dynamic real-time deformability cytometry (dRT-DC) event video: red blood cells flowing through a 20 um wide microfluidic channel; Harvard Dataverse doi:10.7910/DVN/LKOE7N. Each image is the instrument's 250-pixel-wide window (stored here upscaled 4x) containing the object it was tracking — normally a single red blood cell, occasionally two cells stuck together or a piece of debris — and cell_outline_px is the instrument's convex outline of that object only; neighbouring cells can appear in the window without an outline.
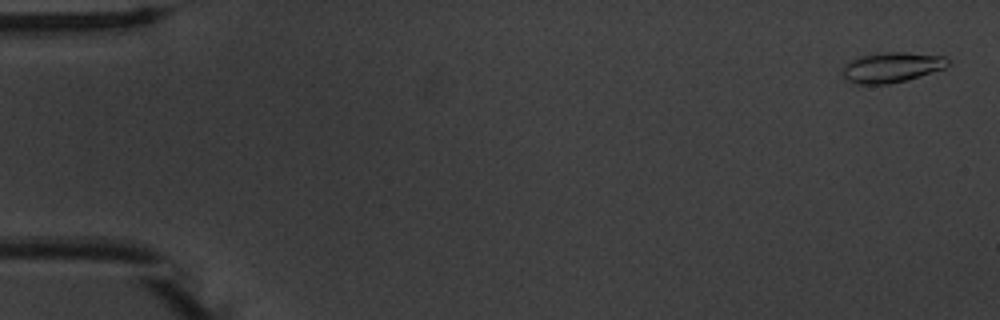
{"species": "common noctule bat (a hibernating species)", "species_latin": "Nyctalus noctula", "temperature_condition": "warm", "stored_images_in_passage": 54, "camera_frame_rate_fps": 3000, "um_per_image_px": 0.085, "animal": {"sex": "male", "body_mass_g": 20.1, "forearm_length_mm": 53.5}, "frame": {"image": 1, "passage_image": 2, "time_ms": 0.333, "image_size_px": [1000, 320], "cell_outline_px": [[948, 64], [944, 68], [908, 80], [888, 84], [856, 84], [848, 80], [840, 72], [840, 68], [848, 60], [860, 56], [880, 52], [904, 52], [944, 56], [948, 60]], "centroid_in_image_um": [75.72, 5.72], "position_along_channel_um": 9.3, "area_um2": 18.73}}
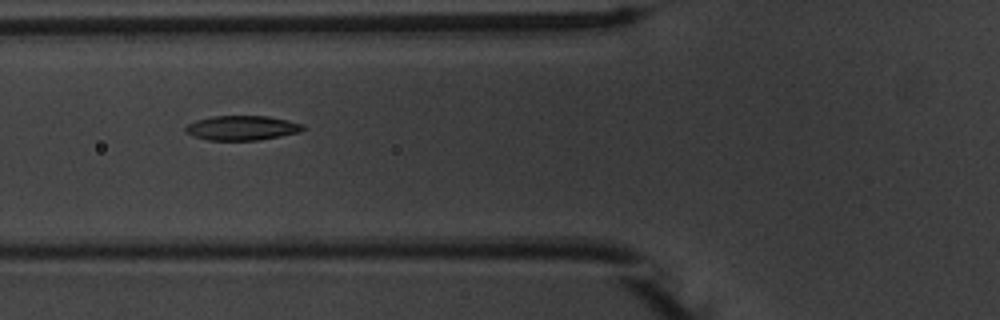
{"frame": {"image": 2, "passage_image": 21, "time_ms": 6.667, "image_size_px": [1000, 320], "cell_outline_px": [[304, 128], [300, 132], [260, 140], [208, 140], [192, 136], [184, 132], [184, 128], [188, 124], [196, 120], [212, 116], [268, 116], [288, 120], [304, 124]], "centroid_in_image_um": [20.55, 10.87], "position_along_channel_um": 105.3, "area_um2": 16.94}}
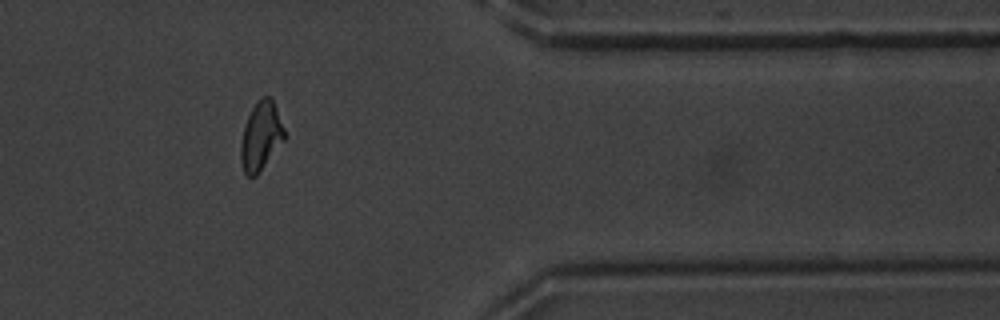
{"frame": {"image": 3, "passage_image": 45, "time_ms": 14.667, "image_size_px": [1000, 320], "cell_outline_px": [[284, 140], [260, 172], [256, 176], [248, 176], [244, 172], [240, 160], [240, 144], [244, 124], [252, 108], [260, 96], [272, 96], [284, 128]], "centroid_in_image_um": [22.16, 11.55], "position_along_channel_um": 389.2, "area_um2": 17.57}, "authors_computed_cell_mechanics": {"area_um2": 17.0221, "velocity_mm_per_s": 3.7634, "shape_relaxation_time_tau1_ms": 3.0589, "shape_relaxation_time_tau2_ms": 1.6213, "deformation_change_tau1": 0.151, "deformation_change_tau2": 0.0648}}